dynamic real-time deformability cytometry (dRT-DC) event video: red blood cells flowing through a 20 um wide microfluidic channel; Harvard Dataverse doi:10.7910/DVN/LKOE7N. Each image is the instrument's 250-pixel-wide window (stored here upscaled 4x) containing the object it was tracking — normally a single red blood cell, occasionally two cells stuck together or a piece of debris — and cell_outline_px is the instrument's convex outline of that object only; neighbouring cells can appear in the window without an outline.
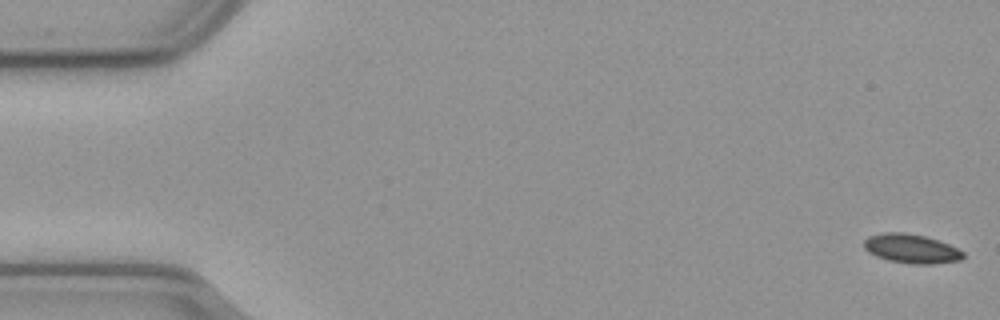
{"species": "common noctule bat (a hibernating species)", "species_latin": "Nyctalus noctula", "temperature_condition": "cold", "stored_images_in_passage": 57, "camera_frame_rate_fps": 3000, "um_per_image_px": 0.085, "animal": {"sex": "male", "body_mass_g": 23.1, "forearm_length_mm": 52.7}, "frame": {"image": 1, "passage_image": 1, "time_ms": 0.0, "image_size_px": [1000, 320], "cell_outline_px": [[964, 256], [960, 260], [932, 264], [912, 264], [888, 260], [876, 256], [868, 252], [864, 248], [864, 240], [868, 236], [884, 232], [904, 232], [924, 236], [940, 240], [964, 252]], "centroid_in_image_um": [77.44, 21.13], "position_along_channel_um": 7.6, "area_um2": 16.88}}
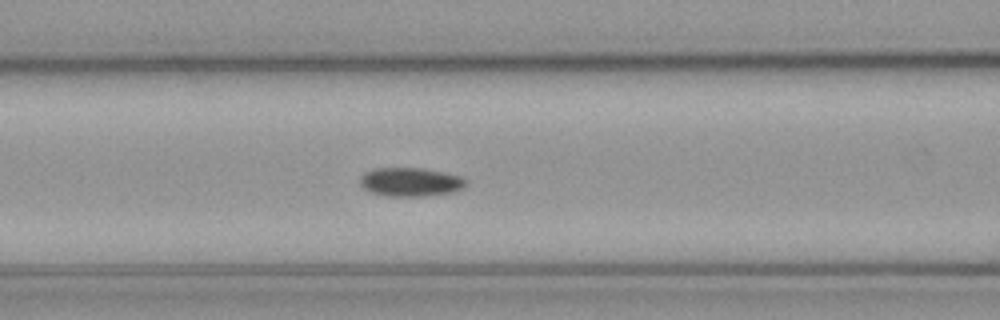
{"frame": {"image": 2, "passage_image": 23, "time_ms": 7.333, "image_size_px": [1000, 320], "cell_outline_px": [[464, 188], [452, 192], [424, 196], [388, 196], [372, 192], [364, 188], [360, 184], [360, 176], [364, 172], [372, 168], [424, 168], [444, 172], [460, 176], [464, 180]], "centroid_in_image_um": [34.85, 15.46], "position_along_channel_um": 131.7, "area_um2": 17.69}}
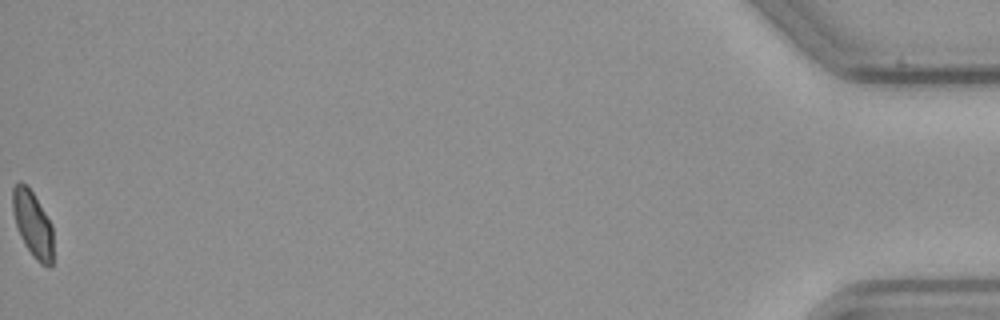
{"frame": {"image": 3, "passage_image": 57, "time_ms": 18.667, "image_size_px": [1000, 320], "cell_outline_px": [[52, 264], [48, 268], [40, 264], [32, 256], [24, 244], [20, 236], [16, 224], [12, 208], [12, 188], [20, 180], [32, 192], [52, 224]], "centroid_in_image_um": [2.77, 19.07], "position_along_channel_um": 432.4, "area_um2": 15.55}, "authors_computed_cell_mechanics": {"area_um2": 16.8776, "velocity_mm_per_s": 3.628, "shape_relaxation_time_tau1_ms": 3.9523, "shape_relaxation_time_tau2_ms": 7.1921, "deformation_change_tau1": 0.0951, "deformation_change_tau2": 0.0893}}